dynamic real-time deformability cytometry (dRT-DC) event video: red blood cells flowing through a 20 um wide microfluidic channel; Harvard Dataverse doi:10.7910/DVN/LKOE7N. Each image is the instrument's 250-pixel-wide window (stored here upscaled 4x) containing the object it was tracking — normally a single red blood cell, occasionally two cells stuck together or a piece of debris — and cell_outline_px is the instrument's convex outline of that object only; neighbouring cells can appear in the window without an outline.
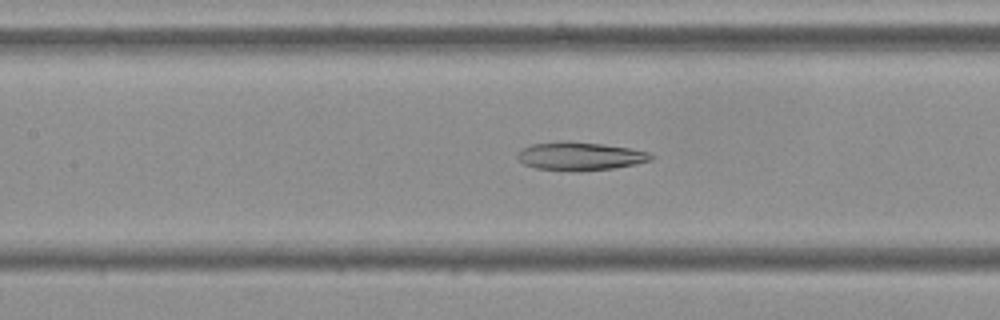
{"species": "Egyptian fruit bat (a non-hibernating species)", "species_latin": "Rousettus aegyptiacus", "temperature_condition": "cold", "stored_images_in_passage": 43, "camera_frame_rate_fps": 3000, "um_per_image_px": 0.085, "frame": {"image": 1, "passage_image": 13, "time_ms": 4.0, "image_size_px": [1000, 320], "cell_outline_px": [[656, 156], [652, 160], [636, 164], [616, 168], [576, 172], [536, 168], [524, 164], [516, 156], [516, 152], [520, 148], [532, 144], [564, 140], [604, 144], [628, 148], [648, 152]], "centroid_in_image_um": [49.29, 13.27], "position_along_channel_um": 158.1, "area_um2": 22.43}}
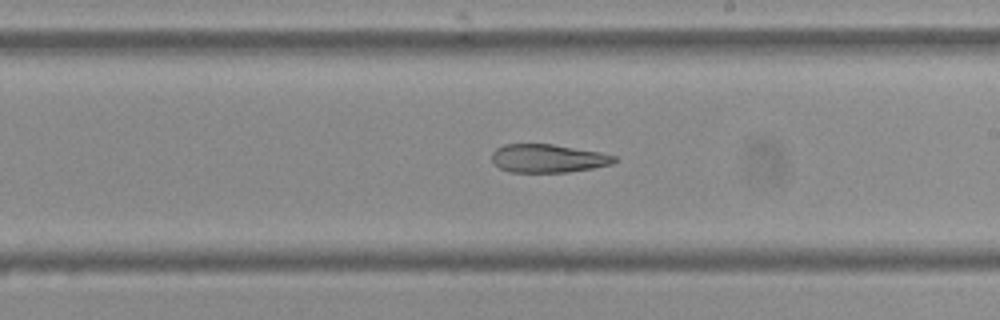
{"frame": {"image": 2, "passage_image": 20, "time_ms": 6.333, "image_size_px": [1000, 320], "cell_outline_px": [[616, 160], [612, 164], [592, 168], [568, 172], [508, 172], [500, 168], [492, 160], [492, 152], [496, 148], [504, 144], [552, 144], [600, 152], [616, 156]], "centroid_in_image_um": [46.56, 13.46], "position_along_channel_um": 242.4, "area_um2": 20.17}}
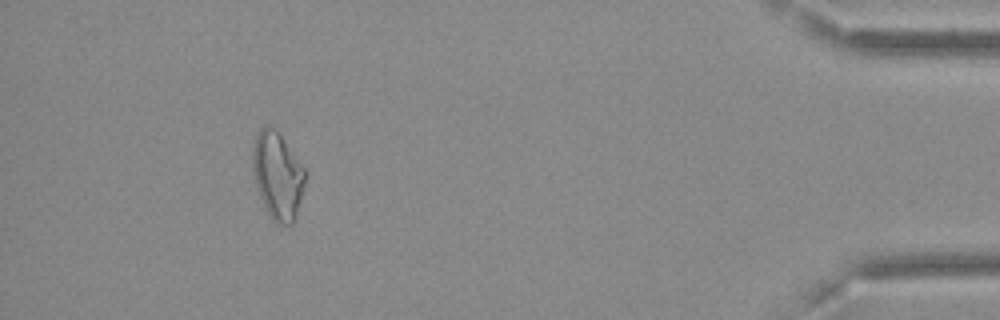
{"frame": {"image": 3, "passage_image": 39, "time_ms": 12.667, "image_size_px": [1000, 320], "cell_outline_px": [[304, 184], [296, 216], [292, 224], [276, 224], [272, 220], [264, 208], [252, 172], [252, 148], [256, 136], [260, 128], [268, 124], [272, 124], [276, 128], [304, 168]], "centroid_in_image_um": [23.56, 14.9], "position_along_channel_um": 411.6, "area_um2": 26.7}}